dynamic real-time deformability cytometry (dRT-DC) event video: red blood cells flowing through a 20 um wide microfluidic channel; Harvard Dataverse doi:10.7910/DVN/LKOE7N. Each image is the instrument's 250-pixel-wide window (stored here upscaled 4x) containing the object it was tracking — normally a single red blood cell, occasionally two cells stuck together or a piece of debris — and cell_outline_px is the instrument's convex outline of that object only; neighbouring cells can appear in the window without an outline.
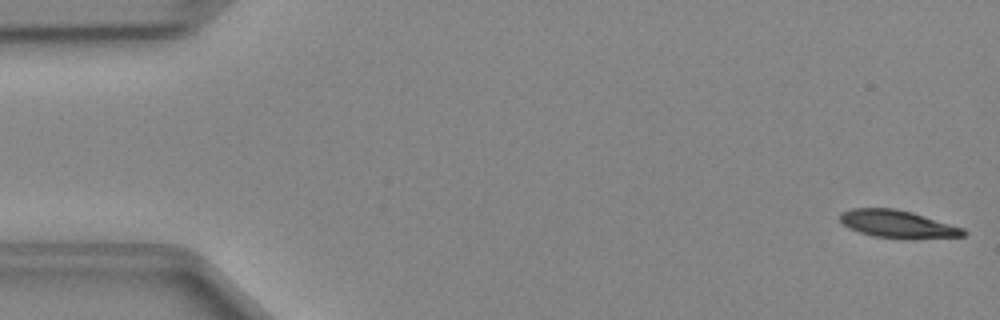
{"species": "Egyptian fruit bat (a non-hibernating species)", "species_latin": "Rousettus aegyptiacus", "temperature_condition": "cold", "stored_images_in_passage": 47, "camera_frame_rate_fps": 3000, "um_per_image_px": 0.085, "animal": {"sex": "female"}, "frame": {"image": 1, "passage_image": 1, "time_ms": 0.0, "image_size_px": [1000, 320], "cell_outline_px": [[968, 232], [964, 236], [872, 236], [848, 228], [840, 220], [840, 212], [852, 208], [896, 208], [912, 212], [964, 228]], "centroid_in_image_um": [76.22, 18.98], "position_along_channel_um": 8.8, "area_um2": 18.9}}
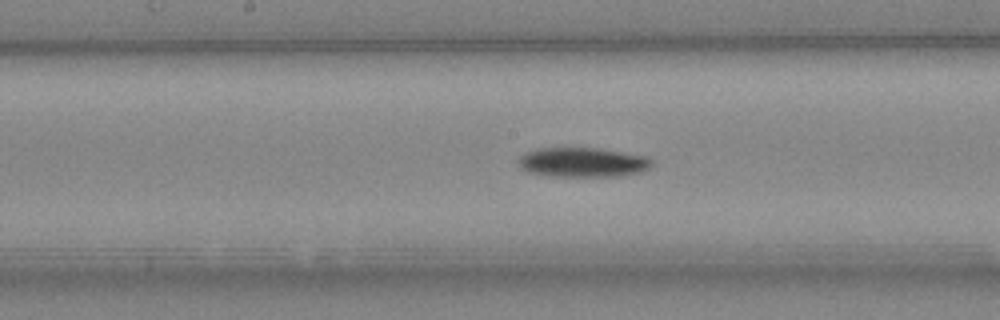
{"frame": {"image": 2, "passage_image": 24, "time_ms": 7.667, "image_size_px": [1000, 320], "cell_outline_px": [[652, 164], [648, 168], [640, 172], [620, 176], [556, 176], [528, 172], [520, 168], [520, 156], [524, 152], [540, 148], [600, 148], [648, 156], [652, 160]], "centroid_in_image_um": [49.55, 13.79], "position_along_channel_um": 198.6, "area_um2": 22.95}}
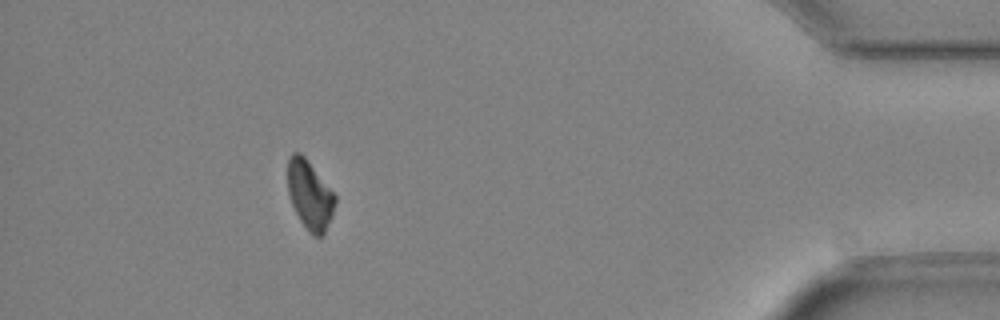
{"frame": {"image": 3, "passage_image": 43, "time_ms": 14.0, "image_size_px": [1000, 320], "cell_outline_px": [[336, 200], [332, 216], [324, 232], [320, 236], [316, 236], [308, 232], [300, 220], [292, 204], [288, 192], [288, 160], [292, 152], [300, 152], [304, 156], [336, 196]], "centroid_in_image_um": [26.32, 16.57], "position_along_channel_um": 408.9, "area_um2": 18.67}}